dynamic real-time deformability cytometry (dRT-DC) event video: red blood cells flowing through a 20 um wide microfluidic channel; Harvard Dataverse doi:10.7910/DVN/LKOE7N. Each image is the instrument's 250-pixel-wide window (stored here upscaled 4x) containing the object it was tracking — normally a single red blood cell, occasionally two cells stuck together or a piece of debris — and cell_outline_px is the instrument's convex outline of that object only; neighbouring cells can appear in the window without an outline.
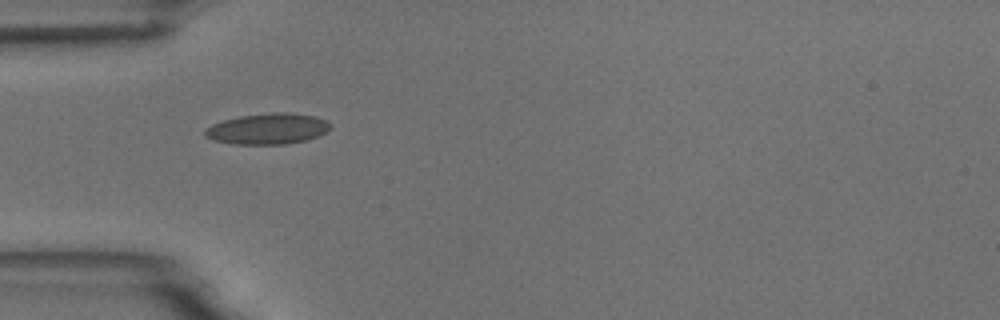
{"species": "common noctule bat (a hibernating species)", "species_latin": "Nyctalus noctula", "temperature_condition": "room temperature", "stored_images_in_passage": 5, "camera_frame_rate_fps": 3000, "um_per_image_px": 0.085, "animal": {"sex": "male", "body_mass_g": 18.8}, "frame": {"image": 1, "passage_image": 1, "time_ms": 0.0, "image_size_px": [1000, 320], "cell_outline_px": [[332, 128], [328, 132], [308, 140], [284, 144], [232, 144], [212, 140], [204, 136], [204, 128], [212, 124], [224, 120], [240, 116], [272, 112], [288, 112], [316, 116], [328, 120], [332, 124]], "centroid_in_image_um": [22.79, 10.94], "position_along_channel_um": 62.2, "area_um2": 23.0}}